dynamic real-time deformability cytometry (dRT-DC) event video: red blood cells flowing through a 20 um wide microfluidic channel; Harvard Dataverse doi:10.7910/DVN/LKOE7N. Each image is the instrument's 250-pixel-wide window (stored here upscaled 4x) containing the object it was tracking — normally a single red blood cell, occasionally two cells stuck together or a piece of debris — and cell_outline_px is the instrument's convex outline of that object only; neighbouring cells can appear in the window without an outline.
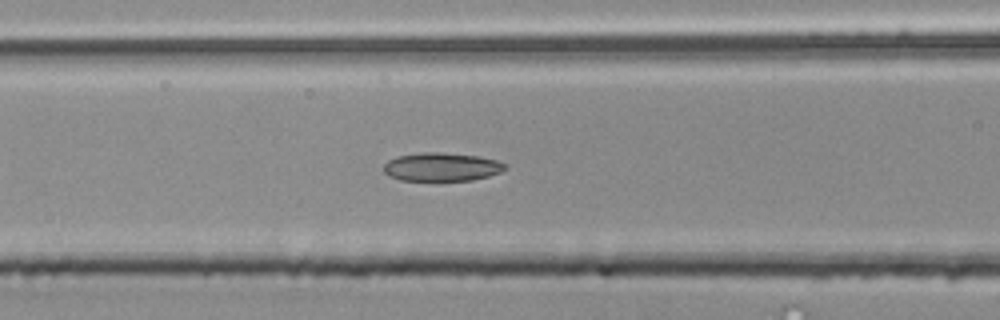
{"species": "common noctule bat (a hibernating species)", "species_latin": "Nyctalus noctula", "temperature_condition": "room temperature", "stored_images_in_passage": 43, "camera_frame_rate_fps": 3000, "um_per_image_px": 0.085, "animal": {"sex": "male", "body_mass_g": 20.4}, "frame": {"image": 1, "passage_image": 12, "time_ms": 3.667, "image_size_px": [1000, 320], "cell_outline_px": [[508, 168], [500, 172], [488, 176], [472, 180], [400, 180], [388, 176], [384, 172], [384, 164], [388, 160], [396, 156], [420, 152], [436, 152], [480, 156], [496, 160], [508, 164]], "centroid_in_image_um": [37.54, 14.18], "position_along_channel_um": 129.1, "area_um2": 20.23}}
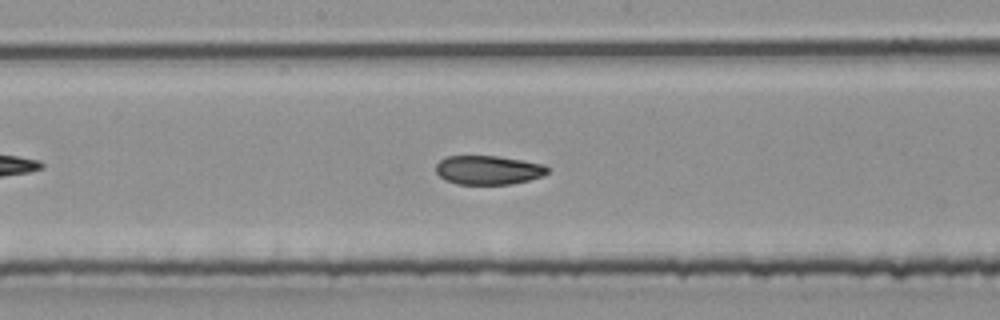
{"frame": {"image": 2, "passage_image": 18, "time_ms": 5.667, "image_size_px": [1000, 320], "cell_outline_px": [[548, 172], [544, 176], [512, 184], [456, 184], [444, 180], [436, 172], [436, 164], [440, 160], [448, 156], [496, 156], [544, 164], [548, 168]], "centroid_in_image_um": [41.49, 14.46], "position_along_channel_um": 206.7, "area_um2": 18.84}}
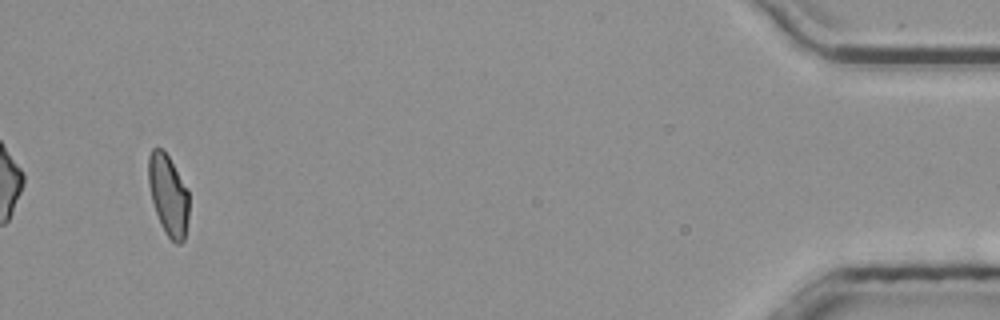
{"frame": {"image": 3, "passage_image": 41, "time_ms": 13.333, "image_size_px": [1000, 320], "cell_outline_px": [[188, 220], [184, 240], [180, 244], [176, 244], [164, 232], [160, 224], [152, 200], [148, 184], [148, 156], [152, 148], [160, 148], [168, 156], [188, 188]], "centroid_in_image_um": [14.3, 16.59], "position_along_channel_um": 420.9, "area_um2": 19.13}, "authors_computed_cell_mechanics": {"area_um2": 19.652, "velocity_mm_per_s": 3.8729, "shape_relaxation_time_tau1_ms": null, "shape_relaxation_time_tau2_ms": 3.3606, "deformation_change_tau1": null, "deformation_change_tau2": 0.0912}}